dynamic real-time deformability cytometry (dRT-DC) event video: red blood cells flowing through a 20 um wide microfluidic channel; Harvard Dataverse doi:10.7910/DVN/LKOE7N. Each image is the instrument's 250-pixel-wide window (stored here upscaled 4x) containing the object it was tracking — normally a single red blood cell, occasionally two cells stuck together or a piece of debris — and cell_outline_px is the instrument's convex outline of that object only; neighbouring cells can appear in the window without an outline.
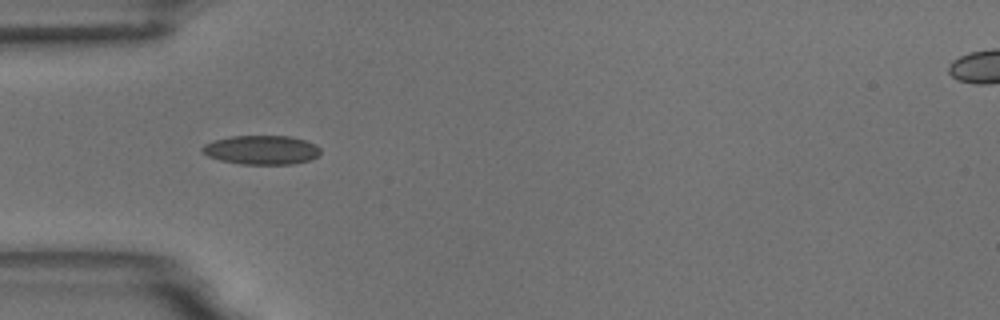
{"species": "common noctule bat (a hibernating species)", "species_latin": "Nyctalus noctula", "temperature_condition": "room temperature", "stored_images_in_passage": 28, "camera_frame_rate_fps": 3000, "um_per_image_px": 0.085, "animal": {"sex": "male", "body_mass_g": 18.8}, "frame": {"image": 1, "passage_image": 5, "time_ms": 1.333, "image_size_px": [1000, 320], "cell_outline_px": [[320, 152], [312, 160], [292, 164], [240, 164], [220, 160], [208, 156], [200, 152], [200, 148], [204, 144], [228, 136], [288, 136], [304, 140], [316, 144], [320, 148]], "centroid_in_image_um": [22.21, 12.75], "position_along_channel_um": 62.8, "area_um2": 20.11}}
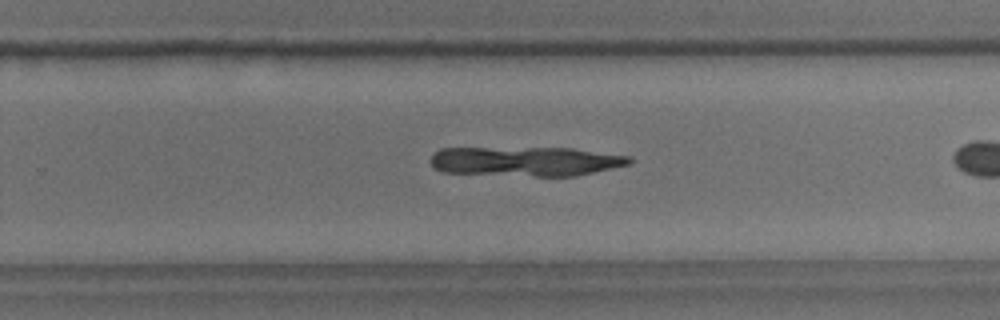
{"frame": {"image": 2, "passage_image": 20, "time_ms": 6.333, "image_size_px": [1000, 320], "cell_outline_px": [[632, 164], [576, 176], [536, 176], [444, 172], [436, 168], [428, 160], [440, 148], [572, 148], [628, 156], [632, 160]], "centroid_in_image_um": [44.71, 13.71], "position_along_channel_um": 285.1, "area_um2": 34.04}}